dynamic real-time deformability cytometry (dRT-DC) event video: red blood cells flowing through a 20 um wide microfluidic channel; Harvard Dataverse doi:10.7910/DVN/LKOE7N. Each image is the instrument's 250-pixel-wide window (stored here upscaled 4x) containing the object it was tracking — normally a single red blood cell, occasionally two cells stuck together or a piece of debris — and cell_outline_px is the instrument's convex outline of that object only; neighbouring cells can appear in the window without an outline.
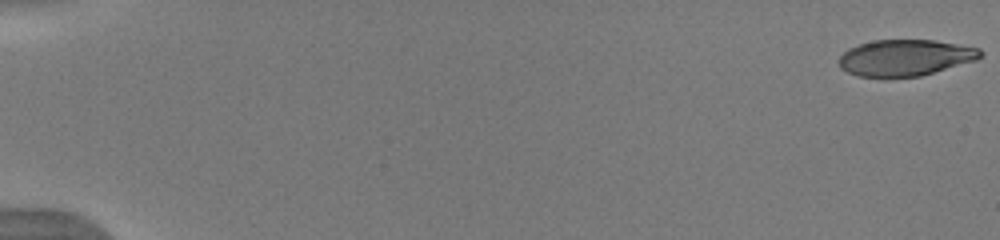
{"species": "human", "species_latin": "Homo sapiens", "temperature_condition": "warm", "stored_images_in_passage": 52, "camera_frame_rate_fps": 3000, "um_per_image_px": 0.085, "donor": {"sex": "male"}, "frame": {"image": 1, "passage_image": 1, "time_ms": 0.0, "image_size_px": [1000, 240], "cell_outline_px": [[984, 52], [976, 60], [920, 76], [884, 80], [860, 76], [848, 72], [840, 68], [836, 60], [848, 48], [872, 40], [936, 40], [980, 48]], "centroid_in_image_um": [76.89, 4.93], "position_along_channel_um": 8.1, "area_um2": 30.63}}
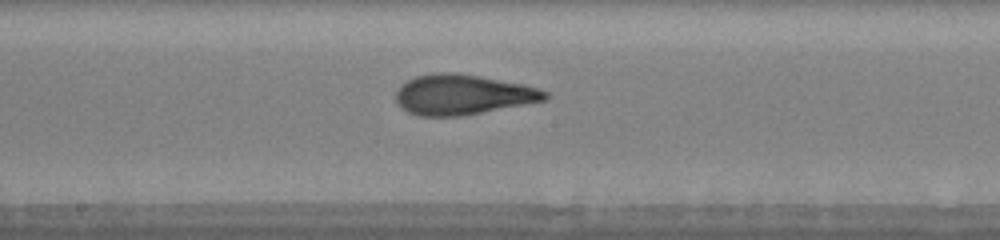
{"frame": {"image": 2, "passage_image": 30, "time_ms": 9.667, "image_size_px": [1000, 240], "cell_outline_px": [[552, 96], [544, 100], [464, 116], [420, 116], [408, 112], [396, 104], [396, 92], [400, 84], [416, 76], [436, 72], [456, 72], [524, 84], [540, 88], [548, 92]], "centroid_in_image_um": [39.32, 8.04], "position_along_channel_um": 208.9, "area_um2": 35.14}}
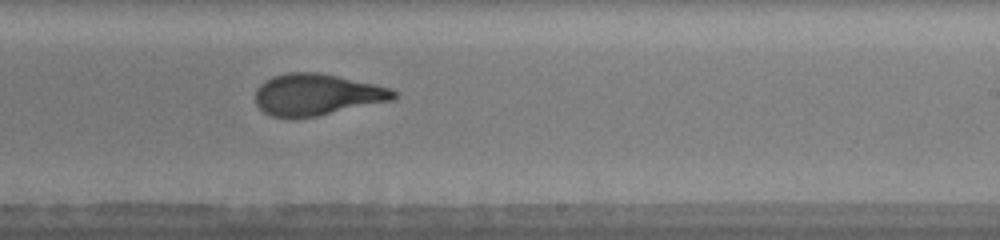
{"frame": {"image": 3, "passage_image": 34, "time_ms": 11.0, "image_size_px": [1000, 240], "cell_outline_px": [[400, 92], [392, 100], [316, 116], [272, 116], [264, 112], [256, 104], [256, 88], [264, 80], [272, 76], [288, 72], [320, 72], [376, 84], [392, 88]], "centroid_in_image_um": [26.95, 8.01], "position_along_channel_um": 262.0, "area_um2": 33.29}, "authors_computed_cell_mechanics": {"area_um2": 33.1483, "velocity_mm_per_s": 4.0018, "shape_relaxation_time_tau1_ms": 5.1475, "shape_relaxation_time_tau2_ms": 1.1516, "deformation_change_tau1": 0.2375, "deformation_change_tau2": 0.0819}}